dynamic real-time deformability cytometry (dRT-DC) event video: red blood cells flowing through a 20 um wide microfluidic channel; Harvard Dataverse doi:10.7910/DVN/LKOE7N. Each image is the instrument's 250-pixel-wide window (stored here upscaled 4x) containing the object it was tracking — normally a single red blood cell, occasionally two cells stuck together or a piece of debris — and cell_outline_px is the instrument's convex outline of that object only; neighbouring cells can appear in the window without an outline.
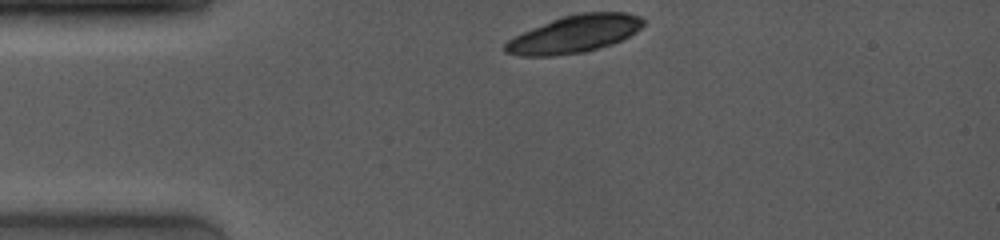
{"species": "common noctule bat (a hibernating species)", "species_latin": "Nyctalus noctula", "temperature_condition": "room temperature", "stored_images_in_passage": 2, "camera_frame_rate_fps": 4000, "um_per_image_px": 0.085, "animal": {"sex": "female", "body_mass_g": 19.0, "forearm_length_mm": 53.3}, "frame": {"image": 1, "passage_image": 1, "time_ms": 0.0, "image_size_px": [1000, 240], "cell_outline_px": [[644, 24], [636, 32], [612, 44], [584, 52], [552, 56], [520, 56], [504, 52], [504, 44], [508, 40], [532, 28], [552, 20], [564, 16], [580, 12], [628, 12], [640, 16], [644, 20]], "centroid_in_image_um": [48.84, 2.89], "position_along_channel_um": 36.2, "area_um2": 29.94}}